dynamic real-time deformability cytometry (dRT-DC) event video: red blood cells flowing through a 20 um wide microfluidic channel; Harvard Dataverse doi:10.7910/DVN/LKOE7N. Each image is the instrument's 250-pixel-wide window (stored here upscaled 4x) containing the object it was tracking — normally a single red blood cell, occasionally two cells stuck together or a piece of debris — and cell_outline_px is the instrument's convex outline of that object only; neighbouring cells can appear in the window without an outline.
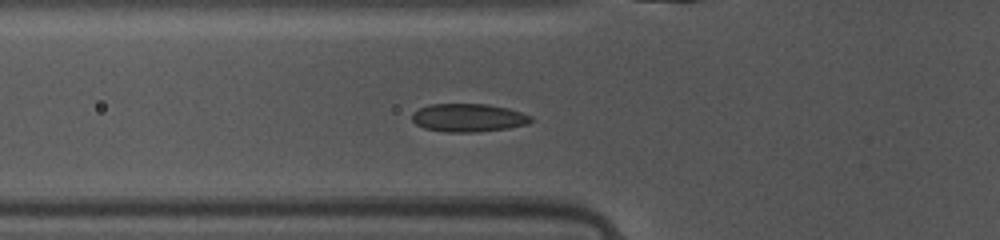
{"species": "common noctule bat (a hibernating species)", "species_latin": "Nyctalus noctula", "temperature_condition": "warm", "stored_images_in_passage": 31, "camera_frame_rate_fps": 3000, "um_per_image_px": 0.085, "animal": {"sex": "female", "body_mass_g": 10.0, "forearm_length_mm": 53.1}, "frame": {"image": 1, "passage_image": 5, "time_ms": 1.333, "image_size_px": [1000, 240], "cell_outline_px": [[532, 120], [528, 124], [508, 128], [480, 132], [448, 132], [424, 128], [416, 124], [412, 120], [412, 112], [428, 104], [488, 104], [508, 108], [532, 116]], "centroid_in_image_um": [39.81, 10.01], "position_along_channel_um": 86.0, "area_um2": 19.59}}
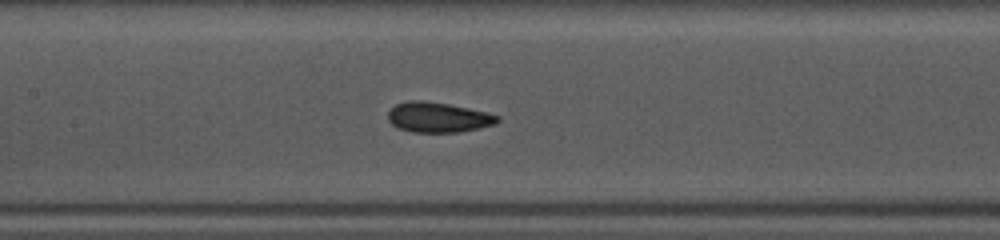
{"frame": {"image": 2, "passage_image": 11, "time_ms": 3.333, "image_size_px": [1000, 240], "cell_outline_px": [[500, 120], [496, 124], [480, 128], [460, 132], [412, 132], [396, 128], [388, 120], [388, 112], [396, 104], [408, 100], [420, 100], [448, 104], [468, 108], [500, 116]], "centroid_in_image_um": [37.23, 9.98], "position_along_channel_um": 170.2, "area_um2": 19.25}}
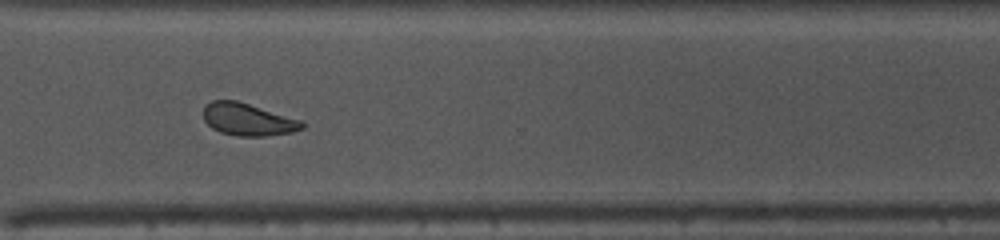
{"frame": {"image": 3, "passage_image": 24, "time_ms": 7.667, "image_size_px": [1000, 240], "cell_outline_px": [[304, 128], [292, 132], [264, 136], [240, 136], [220, 132], [212, 128], [204, 120], [204, 104], [212, 100], [236, 100], [304, 120]], "centroid_in_image_um": [21.09, 10.14], "position_along_channel_um": 349.5, "area_um2": 18.73}, "authors_computed_cell_mechanics": {"area_um2": 19.074, "velocity_mm_per_s": 4.1552, "shape_relaxation_time_tau1_ms": 3.1448, "shape_relaxation_time_tau2_ms": 1.5269, "deformation_change_tau1": 0.0906, "deformation_change_tau2": 0.0653}}